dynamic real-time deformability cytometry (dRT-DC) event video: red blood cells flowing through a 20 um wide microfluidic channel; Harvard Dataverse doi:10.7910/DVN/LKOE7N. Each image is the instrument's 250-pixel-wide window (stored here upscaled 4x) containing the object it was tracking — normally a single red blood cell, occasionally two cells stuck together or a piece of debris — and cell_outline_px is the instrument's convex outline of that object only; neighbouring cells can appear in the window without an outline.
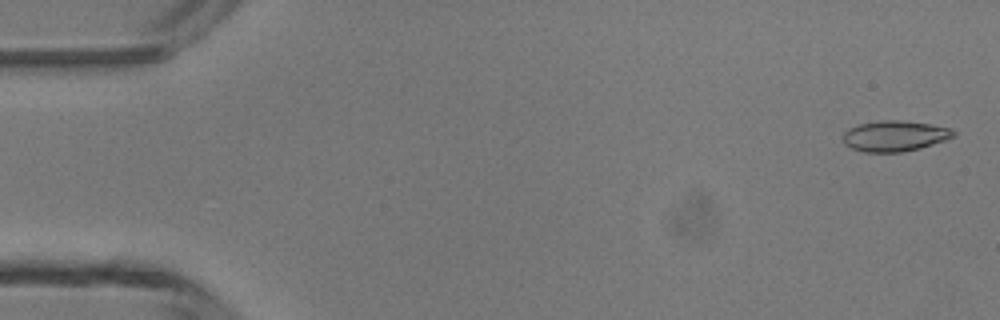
{"species": "common noctule bat (a hibernating species)", "species_latin": "Nyctalus noctula", "temperature_condition": "room temperature", "stored_images_in_passage": 47, "camera_frame_rate_fps": 3000, "um_per_image_px": 0.085, "animal": {"sex": "male", "body_mass_g": 13.3}, "frame": {"image": 1, "passage_image": 2, "time_ms": 0.333, "image_size_px": [1000, 320], "cell_outline_px": [[956, 136], [920, 148], [900, 152], [864, 152], [852, 148], [844, 144], [844, 132], [848, 128], [860, 124], [880, 120], [900, 120], [928, 124], [952, 128], [956, 132]], "centroid_in_image_um": [76.06, 11.55], "position_along_channel_um": 8.9, "area_um2": 19.65}}
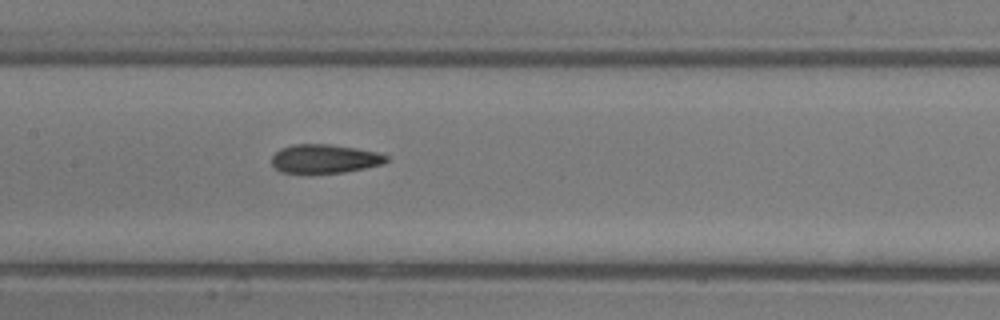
{"frame": {"image": 2, "passage_image": 23, "time_ms": 7.333, "image_size_px": [1000, 320], "cell_outline_px": [[388, 160], [384, 164], [344, 172], [308, 176], [280, 172], [272, 164], [272, 156], [280, 148], [292, 144], [328, 144], [356, 148], [376, 152], [388, 156]], "centroid_in_image_um": [27.54, 13.54], "position_along_channel_um": 179.9, "area_um2": 19.94}}
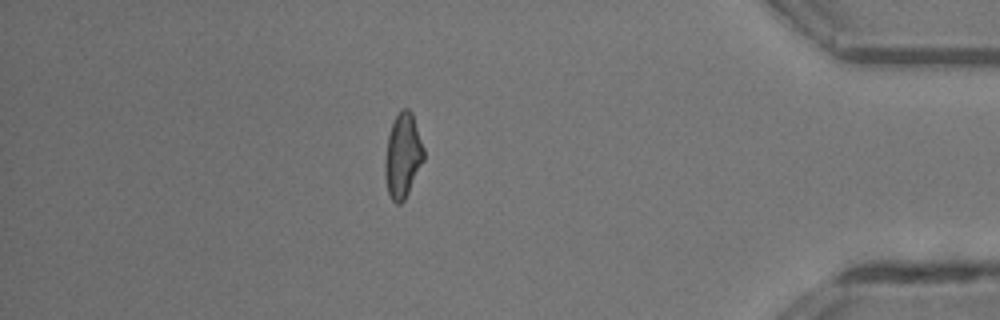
{"frame": {"image": 3, "passage_image": 41, "time_ms": 13.333, "image_size_px": [1000, 320], "cell_outline_px": [[424, 160], [404, 200], [400, 204], [396, 204], [392, 200], [388, 192], [384, 176], [384, 160], [388, 136], [392, 120], [400, 108], [408, 108], [412, 112], [424, 148]], "centroid_in_image_um": [34.22, 13.19], "position_along_channel_um": 401.0, "area_um2": 19.31}, "authors_computed_cell_mechanics": {"area_um2": 19.4786, "velocity_mm_per_s": 4.4034, "shape_relaxation_time_tau1_ms": 5.5421, "shape_relaxation_time_tau2_ms": 2.2288, "deformation_change_tau1": 0.148, "deformation_change_tau2": 0.1068}}